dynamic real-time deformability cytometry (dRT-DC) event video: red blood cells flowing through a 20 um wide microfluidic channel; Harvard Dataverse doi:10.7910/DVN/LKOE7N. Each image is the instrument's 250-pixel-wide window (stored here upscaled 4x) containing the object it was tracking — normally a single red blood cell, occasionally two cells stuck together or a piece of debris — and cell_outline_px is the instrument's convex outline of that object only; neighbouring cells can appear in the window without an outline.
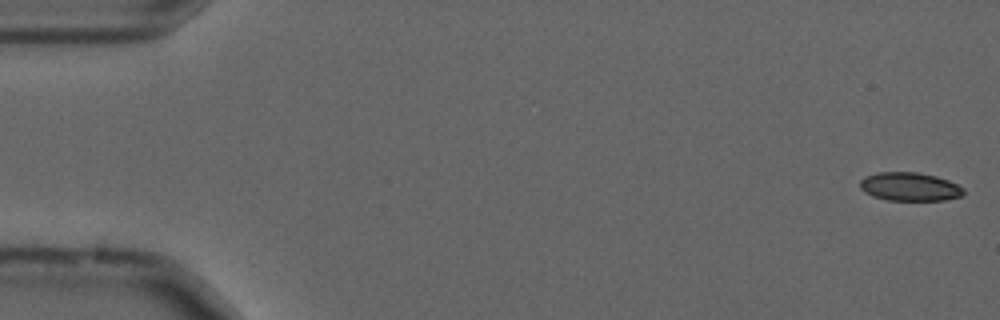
{"species": "common noctule bat (a hibernating species)", "species_latin": "Nyctalus noctula", "temperature_condition": "cold", "stored_images_in_passage": 11, "camera_frame_rate_fps": 3000, "um_per_image_px": 0.085, "animal": {"sex": "male", "forearm_length_mm": 52.5}, "frame": {"image": 1, "passage_image": 1, "time_ms": 0.0, "image_size_px": [1000, 320], "cell_outline_px": [[964, 196], [944, 200], [888, 200], [872, 196], [864, 192], [860, 188], [860, 180], [864, 176], [876, 172], [916, 172], [936, 176], [948, 180], [964, 188]], "centroid_in_image_um": [77.31, 15.87], "position_along_channel_um": 7.7, "area_um2": 17.34}}